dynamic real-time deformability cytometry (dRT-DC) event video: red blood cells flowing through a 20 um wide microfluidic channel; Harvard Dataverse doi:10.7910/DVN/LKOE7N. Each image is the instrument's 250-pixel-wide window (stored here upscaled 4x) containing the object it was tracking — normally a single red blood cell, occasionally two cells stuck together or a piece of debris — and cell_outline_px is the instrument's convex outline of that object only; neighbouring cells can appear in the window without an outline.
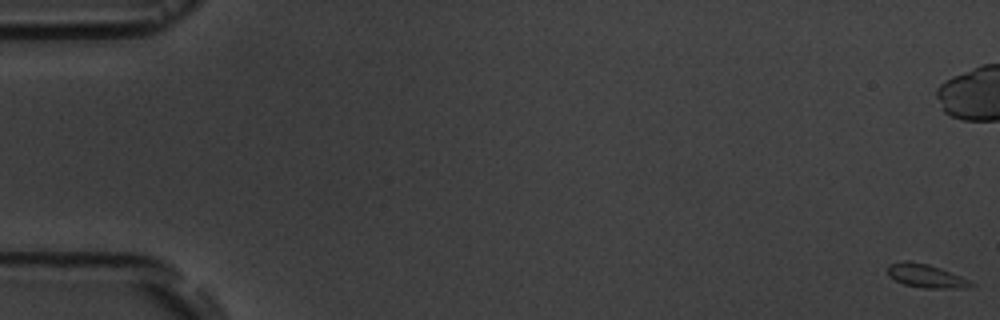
{"species": "common noctule bat (a hibernating species)", "species_latin": "Nyctalus noctula", "temperature_condition": "room temperature", "stored_images_in_passage": 6, "camera_frame_rate_fps": 3000, "um_per_image_px": 0.085, "animal": {"sex": "male", "body_mass_g": 19.5, "forearm_length_mm": 54.6}, "frame": {"image": 1, "passage_image": 1, "time_ms": 0.0, "image_size_px": [1000, 320], "cell_outline_px": [[976, 284], [964, 288], [924, 288], [904, 284], [888, 276], [888, 264], [904, 260], [908, 260], [928, 264], [940, 268], [960, 276]], "centroid_in_image_um": [78.67, 23.44], "position_along_channel_um": 6.3, "area_um2": 11.33}}